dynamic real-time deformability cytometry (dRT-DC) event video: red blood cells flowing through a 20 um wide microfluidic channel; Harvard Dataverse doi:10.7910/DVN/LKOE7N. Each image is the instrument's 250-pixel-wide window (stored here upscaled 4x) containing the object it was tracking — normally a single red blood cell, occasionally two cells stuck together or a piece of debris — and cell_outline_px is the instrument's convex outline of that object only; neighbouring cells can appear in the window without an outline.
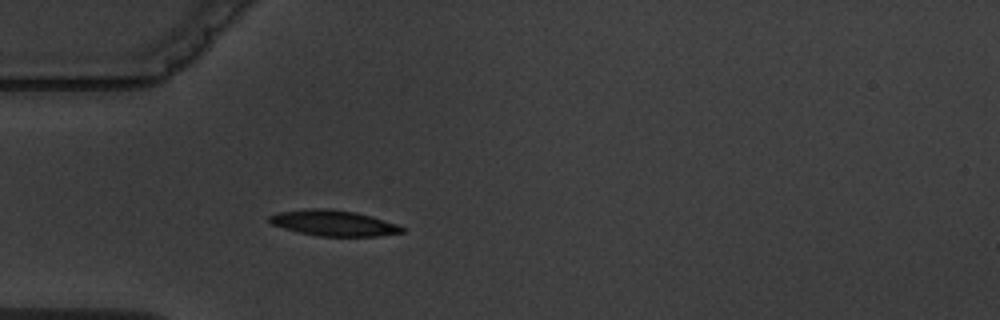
{"species": "common noctule bat (a hibernating species)", "species_latin": "Nyctalus noctula", "temperature_condition": "warm", "stored_images_in_passage": 6, "camera_frame_rate_fps": 3000, "um_per_image_px": 0.085, "animal": {"sex": "male", "body_mass_g": 19.5, "forearm_length_mm": 54.6}, "frame": {"image": 1, "passage_image": 6, "time_ms": 6.667, "image_size_px": [1000, 320], "cell_outline_px": [[404, 232], [380, 236], [320, 236], [300, 232], [284, 228], [272, 224], [268, 220], [268, 216], [280, 212], [356, 212], [372, 216], [396, 224], [404, 228]], "centroid_in_image_um": [28.46, 19.03], "position_along_channel_um": 56.5, "area_um2": 18.38}}